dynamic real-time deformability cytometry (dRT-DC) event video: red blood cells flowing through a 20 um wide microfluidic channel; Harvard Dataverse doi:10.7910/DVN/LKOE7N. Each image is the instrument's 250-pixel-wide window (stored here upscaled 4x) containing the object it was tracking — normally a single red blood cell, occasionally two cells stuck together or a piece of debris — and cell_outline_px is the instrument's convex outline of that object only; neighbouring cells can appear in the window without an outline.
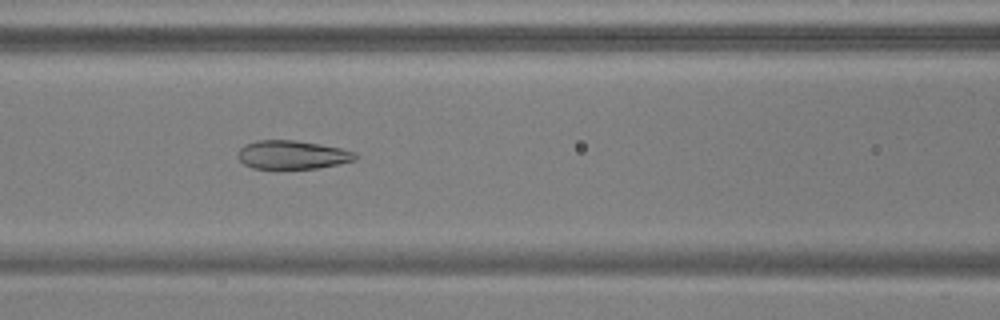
{"species": "common noctule bat (a hibernating species)", "species_latin": "Nyctalus noctula", "temperature_condition": "warm", "stored_images_in_passage": 36, "camera_frame_rate_fps": 3000, "um_per_image_px": 0.085, "animal": {"sex": "male", "body_mass_g": 17.9, "forearm_length_mm": 54.2}, "frame": {"image": 1, "passage_image": 6, "time_ms": 1.667, "image_size_px": [1000, 320], "cell_outline_px": [[356, 160], [340, 164], [316, 168], [252, 168], [244, 164], [236, 156], [236, 152], [244, 144], [256, 140], [296, 140], [320, 144], [340, 148], [356, 152]], "centroid_in_image_um": [24.82, 13.15], "position_along_channel_um": 141.8, "area_um2": 19.65}}
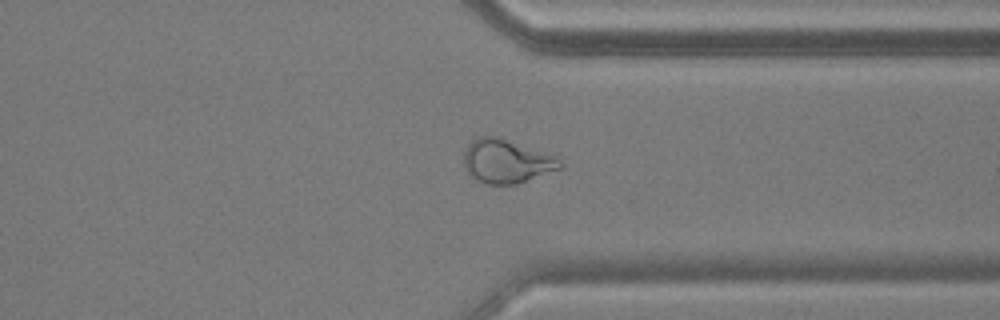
{"frame": {"image": 2, "passage_image": 24, "time_ms": 7.667, "image_size_px": [1000, 320], "cell_outline_px": [[564, 168], [516, 184], [488, 184], [472, 176], [468, 172], [464, 164], [464, 152], [468, 144], [476, 136], [496, 136], [556, 156], [564, 164]], "centroid_in_image_um": [43.08, 13.7], "position_along_channel_um": 368.3, "area_um2": 24.39}}
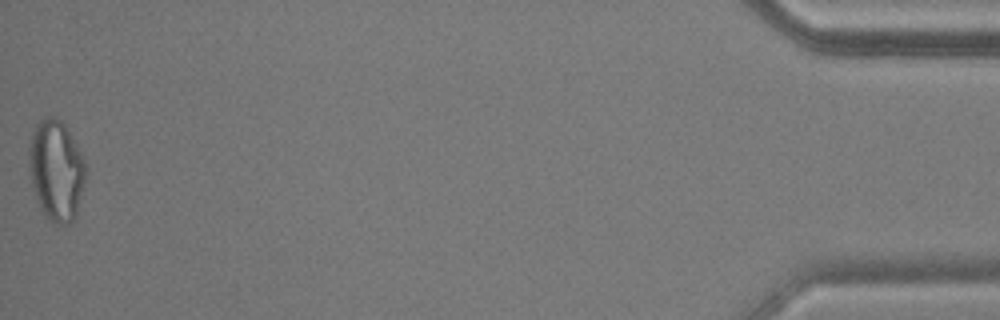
{"frame": {"image": 3, "passage_image": 36, "time_ms": 11.667, "image_size_px": [1000, 320], "cell_outline_px": [[88, 168], [76, 216], [68, 224], [60, 224], [44, 216], [40, 208], [32, 184], [28, 148], [36, 124], [44, 116], [56, 116], [64, 124], [76, 144]], "centroid_in_image_um": [4.8, 14.46], "position_along_channel_um": 430.4, "area_um2": 33.06}}